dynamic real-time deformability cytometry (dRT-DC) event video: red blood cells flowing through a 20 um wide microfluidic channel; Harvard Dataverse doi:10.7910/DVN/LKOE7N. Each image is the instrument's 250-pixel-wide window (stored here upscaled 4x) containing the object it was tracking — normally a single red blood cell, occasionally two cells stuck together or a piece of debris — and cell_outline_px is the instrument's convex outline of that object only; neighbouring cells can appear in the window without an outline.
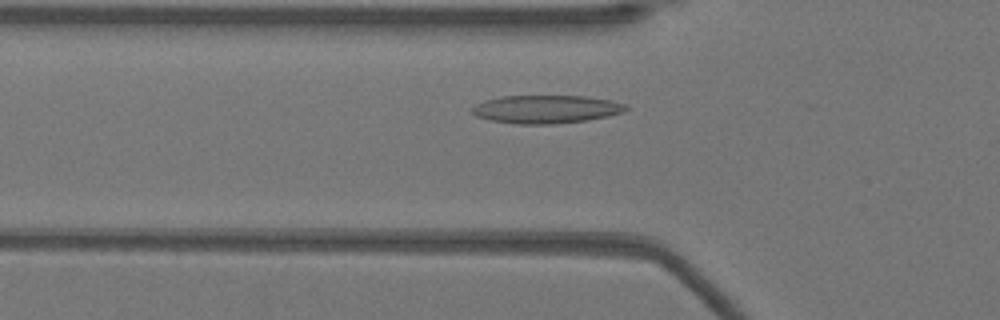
{"species": "Egyptian fruit bat (a non-hibernating species)", "species_latin": "Rousettus aegyptiacus", "temperature_condition": "warm", "stored_images_in_passage": 14, "camera_frame_rate_fps": 3000, "um_per_image_px": 0.085, "animal": {"sex": "female"}, "frame": {"image": 1, "passage_image": 10, "time_ms": 3.0, "image_size_px": [1000, 320], "cell_outline_px": [[628, 108], [624, 112], [608, 116], [588, 120], [552, 124], [516, 124], [492, 120], [476, 116], [468, 108], [484, 100], [500, 96], [588, 96], [608, 100], [624, 104]], "centroid_in_image_um": [46.38, 9.28], "position_along_channel_um": 79.4, "area_um2": 25.26}}
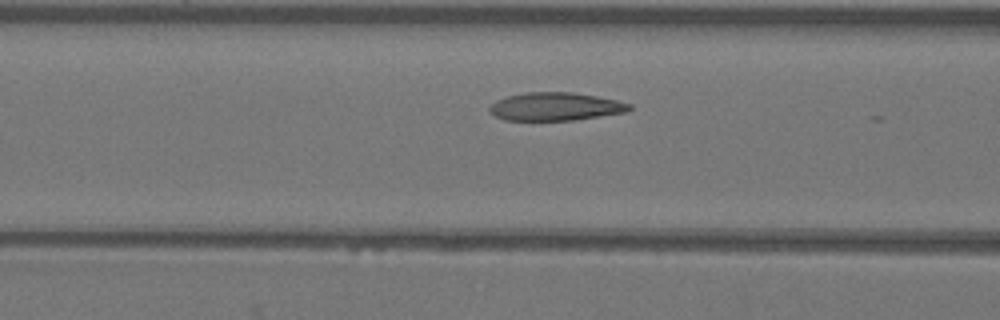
{"frame": {"image": 2, "passage_image": 13, "time_ms": 4.0, "image_size_px": [1000, 320], "cell_outline_px": [[632, 108], [628, 112], [572, 120], [504, 120], [488, 112], [488, 108], [496, 100], [508, 96], [524, 92], [576, 92], [616, 100], [632, 104]], "centroid_in_image_um": [47.21, 9.05], "position_along_channel_um": 119.4, "area_um2": 23.0}}